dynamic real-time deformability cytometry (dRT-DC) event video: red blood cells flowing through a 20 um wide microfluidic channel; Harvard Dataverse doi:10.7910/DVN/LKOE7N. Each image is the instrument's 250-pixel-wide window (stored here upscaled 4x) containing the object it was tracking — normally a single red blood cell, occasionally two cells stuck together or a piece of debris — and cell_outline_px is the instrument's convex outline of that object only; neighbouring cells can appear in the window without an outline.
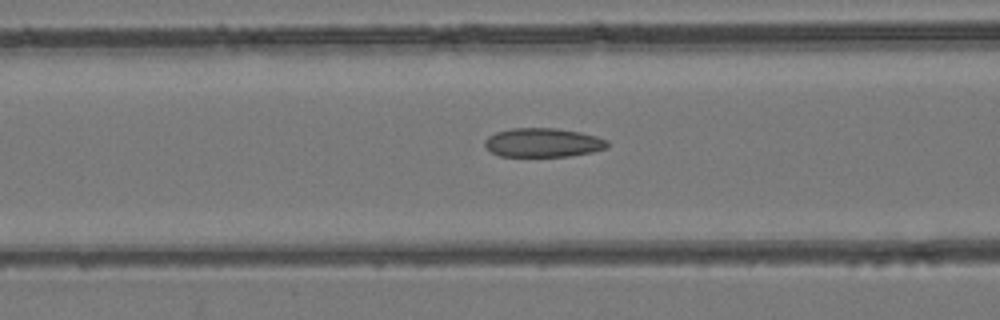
{"species": "common noctule bat (a hibernating species)", "species_latin": "Nyctalus noctula", "temperature_condition": "room temperature", "stored_images_in_passage": 49, "camera_frame_rate_fps": 3000, "um_per_image_px": 0.085, "animal": {"sex": "female", "body_mass_g": 24.6, "forearm_length_mm": 56.2}, "frame": {"image": 1, "passage_image": 20, "time_ms": 6.333, "image_size_px": [1000, 320], "cell_outline_px": [[608, 148], [592, 152], [568, 156], [500, 156], [492, 152], [484, 144], [484, 140], [488, 136], [496, 132], [512, 128], [556, 128], [580, 132], [596, 136], [608, 140]], "centroid_in_image_um": [46.17, 12.12], "position_along_channel_um": 120.4, "area_um2": 20.69}}
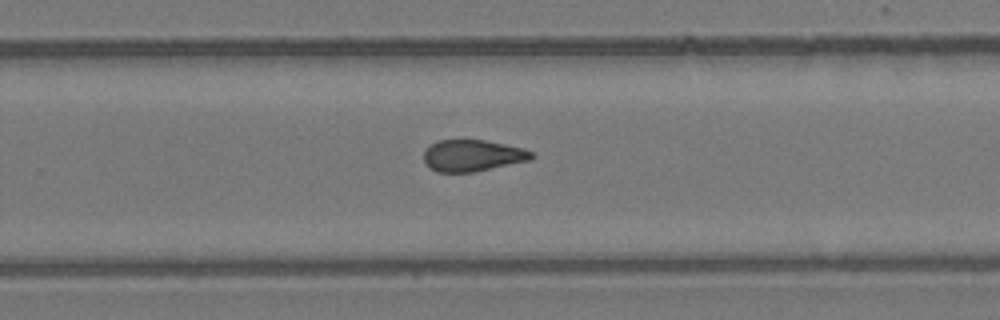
{"frame": {"image": 2, "passage_image": 32, "time_ms": 10.333, "image_size_px": [1000, 320], "cell_outline_px": [[536, 156], [532, 160], [476, 172], [436, 172], [428, 168], [424, 160], [424, 152], [432, 144], [440, 140], [484, 140], [524, 148], [532, 152]], "centroid_in_image_um": [40.2, 13.24], "position_along_channel_um": 289.6, "area_um2": 20.0}}
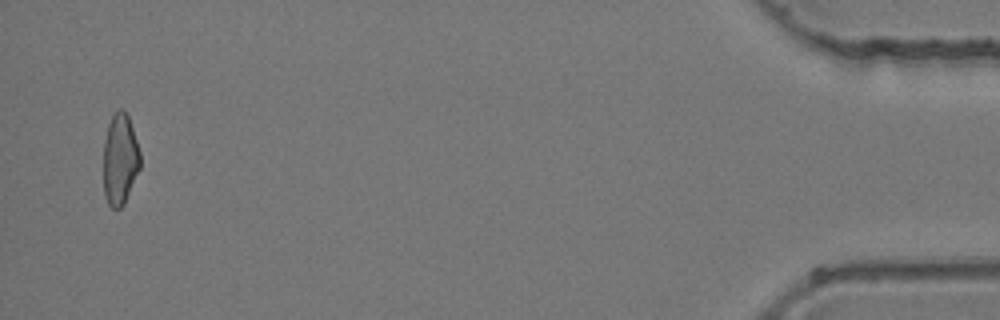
{"frame": {"image": 3, "passage_image": 48, "time_ms": 15.667, "image_size_px": [1000, 320], "cell_outline_px": [[140, 168], [124, 204], [120, 208], [112, 208], [108, 204], [104, 196], [104, 140], [108, 124], [112, 116], [120, 108], [124, 108], [128, 116], [140, 152]], "centroid_in_image_um": [10.2, 13.55], "position_along_channel_um": 425.0, "area_um2": 19.48}}